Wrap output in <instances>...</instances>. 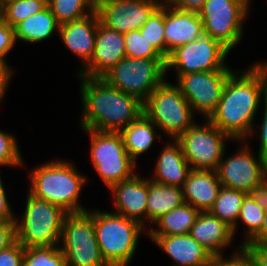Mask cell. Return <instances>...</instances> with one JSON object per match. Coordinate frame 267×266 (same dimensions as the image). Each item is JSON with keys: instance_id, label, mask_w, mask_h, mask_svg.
Returning <instances> with one entry per match:
<instances>
[{"instance_id": "6da1fadb", "label": "cell", "mask_w": 267, "mask_h": 266, "mask_svg": "<svg viewBox=\"0 0 267 266\" xmlns=\"http://www.w3.org/2000/svg\"><path fill=\"white\" fill-rule=\"evenodd\" d=\"M253 63L229 75L219 104L208 118L235 142L249 140L262 100L267 99V62Z\"/></svg>"}, {"instance_id": "7a4b0ae2", "label": "cell", "mask_w": 267, "mask_h": 266, "mask_svg": "<svg viewBox=\"0 0 267 266\" xmlns=\"http://www.w3.org/2000/svg\"><path fill=\"white\" fill-rule=\"evenodd\" d=\"M80 78L82 112L80 127L120 132L143 114V102L108 85L102 78Z\"/></svg>"}, {"instance_id": "3957f363", "label": "cell", "mask_w": 267, "mask_h": 266, "mask_svg": "<svg viewBox=\"0 0 267 266\" xmlns=\"http://www.w3.org/2000/svg\"><path fill=\"white\" fill-rule=\"evenodd\" d=\"M29 177L28 192L34 197L57 205L67 213L88 210L79 202L87 176L80 174L70 160L56 159L35 166Z\"/></svg>"}, {"instance_id": "277c9868", "label": "cell", "mask_w": 267, "mask_h": 266, "mask_svg": "<svg viewBox=\"0 0 267 266\" xmlns=\"http://www.w3.org/2000/svg\"><path fill=\"white\" fill-rule=\"evenodd\" d=\"M95 235L102 258L108 266H128L143 230L139 222L122 215L94 209Z\"/></svg>"}, {"instance_id": "5b68a950", "label": "cell", "mask_w": 267, "mask_h": 266, "mask_svg": "<svg viewBox=\"0 0 267 266\" xmlns=\"http://www.w3.org/2000/svg\"><path fill=\"white\" fill-rule=\"evenodd\" d=\"M24 209L21 218L16 215V240L25 248L59 246L67 212L29 192Z\"/></svg>"}, {"instance_id": "8992f818", "label": "cell", "mask_w": 267, "mask_h": 266, "mask_svg": "<svg viewBox=\"0 0 267 266\" xmlns=\"http://www.w3.org/2000/svg\"><path fill=\"white\" fill-rule=\"evenodd\" d=\"M143 114L170 140H176L196 123L187 99L175 83L166 79L143 102Z\"/></svg>"}, {"instance_id": "52a82bcc", "label": "cell", "mask_w": 267, "mask_h": 266, "mask_svg": "<svg viewBox=\"0 0 267 266\" xmlns=\"http://www.w3.org/2000/svg\"><path fill=\"white\" fill-rule=\"evenodd\" d=\"M81 130L90 137L92 167L108 189L136 174L137 164L127 153L120 132Z\"/></svg>"}, {"instance_id": "ba28073f", "label": "cell", "mask_w": 267, "mask_h": 266, "mask_svg": "<svg viewBox=\"0 0 267 266\" xmlns=\"http://www.w3.org/2000/svg\"><path fill=\"white\" fill-rule=\"evenodd\" d=\"M59 244L66 266H108L96 239L93 209L67 213Z\"/></svg>"}, {"instance_id": "9c48e42d", "label": "cell", "mask_w": 267, "mask_h": 266, "mask_svg": "<svg viewBox=\"0 0 267 266\" xmlns=\"http://www.w3.org/2000/svg\"><path fill=\"white\" fill-rule=\"evenodd\" d=\"M164 58L124 57L102 79L144 102L167 77Z\"/></svg>"}, {"instance_id": "30bf717a", "label": "cell", "mask_w": 267, "mask_h": 266, "mask_svg": "<svg viewBox=\"0 0 267 266\" xmlns=\"http://www.w3.org/2000/svg\"><path fill=\"white\" fill-rule=\"evenodd\" d=\"M250 3V0H206L198 13L204 34L232 51L243 38Z\"/></svg>"}, {"instance_id": "8fae6325", "label": "cell", "mask_w": 267, "mask_h": 266, "mask_svg": "<svg viewBox=\"0 0 267 266\" xmlns=\"http://www.w3.org/2000/svg\"><path fill=\"white\" fill-rule=\"evenodd\" d=\"M234 141L230 136L204 119L202 125L195 123L176 141L192 170H216L226 152V143Z\"/></svg>"}, {"instance_id": "7c38bea8", "label": "cell", "mask_w": 267, "mask_h": 266, "mask_svg": "<svg viewBox=\"0 0 267 266\" xmlns=\"http://www.w3.org/2000/svg\"><path fill=\"white\" fill-rule=\"evenodd\" d=\"M230 52L218 40L203 34L170 52L165 63L166 74L172 68L176 70L175 75L224 70L228 67L225 61Z\"/></svg>"}, {"instance_id": "4fadbf2b", "label": "cell", "mask_w": 267, "mask_h": 266, "mask_svg": "<svg viewBox=\"0 0 267 266\" xmlns=\"http://www.w3.org/2000/svg\"><path fill=\"white\" fill-rule=\"evenodd\" d=\"M234 70L228 66L219 71H201L176 75V85L189 102L193 113L208 119L215 111L229 75Z\"/></svg>"}, {"instance_id": "5bb4252c", "label": "cell", "mask_w": 267, "mask_h": 266, "mask_svg": "<svg viewBox=\"0 0 267 266\" xmlns=\"http://www.w3.org/2000/svg\"><path fill=\"white\" fill-rule=\"evenodd\" d=\"M237 142L241 143L237 153L223 156L216 172L223 187L249 194L267 177V161L259 153L256 157L246 140Z\"/></svg>"}, {"instance_id": "9a60e30c", "label": "cell", "mask_w": 267, "mask_h": 266, "mask_svg": "<svg viewBox=\"0 0 267 266\" xmlns=\"http://www.w3.org/2000/svg\"><path fill=\"white\" fill-rule=\"evenodd\" d=\"M163 0H96L100 22L109 29L127 33L143 27Z\"/></svg>"}, {"instance_id": "2e32d148", "label": "cell", "mask_w": 267, "mask_h": 266, "mask_svg": "<svg viewBox=\"0 0 267 266\" xmlns=\"http://www.w3.org/2000/svg\"><path fill=\"white\" fill-rule=\"evenodd\" d=\"M124 57V34L107 28L99 21L93 56L76 74L88 78H102Z\"/></svg>"}, {"instance_id": "e0dca14e", "label": "cell", "mask_w": 267, "mask_h": 266, "mask_svg": "<svg viewBox=\"0 0 267 266\" xmlns=\"http://www.w3.org/2000/svg\"><path fill=\"white\" fill-rule=\"evenodd\" d=\"M109 191L112 193L116 209L113 213L135 220L148 229L145 223H147L149 177L142 178L135 174L132 178L113 185Z\"/></svg>"}, {"instance_id": "ac0fdd59", "label": "cell", "mask_w": 267, "mask_h": 266, "mask_svg": "<svg viewBox=\"0 0 267 266\" xmlns=\"http://www.w3.org/2000/svg\"><path fill=\"white\" fill-rule=\"evenodd\" d=\"M99 21L98 12L95 10L82 19L69 21L59 26L57 33L65 47L80 59L81 69L93 56Z\"/></svg>"}, {"instance_id": "d6986e66", "label": "cell", "mask_w": 267, "mask_h": 266, "mask_svg": "<svg viewBox=\"0 0 267 266\" xmlns=\"http://www.w3.org/2000/svg\"><path fill=\"white\" fill-rule=\"evenodd\" d=\"M203 34V22L198 13L179 10L165 3L166 59L175 48L193 42Z\"/></svg>"}, {"instance_id": "ffe728a7", "label": "cell", "mask_w": 267, "mask_h": 266, "mask_svg": "<svg viewBox=\"0 0 267 266\" xmlns=\"http://www.w3.org/2000/svg\"><path fill=\"white\" fill-rule=\"evenodd\" d=\"M174 261L173 266H208L212 255L190 234L149 236Z\"/></svg>"}, {"instance_id": "44dd1931", "label": "cell", "mask_w": 267, "mask_h": 266, "mask_svg": "<svg viewBox=\"0 0 267 266\" xmlns=\"http://www.w3.org/2000/svg\"><path fill=\"white\" fill-rule=\"evenodd\" d=\"M189 234L212 256H223L234 241L232 228L209 211L199 212Z\"/></svg>"}, {"instance_id": "7402d4cb", "label": "cell", "mask_w": 267, "mask_h": 266, "mask_svg": "<svg viewBox=\"0 0 267 266\" xmlns=\"http://www.w3.org/2000/svg\"><path fill=\"white\" fill-rule=\"evenodd\" d=\"M221 187L216 170H191L182 187L184 203L199 212H207L213 207Z\"/></svg>"}, {"instance_id": "603a6c76", "label": "cell", "mask_w": 267, "mask_h": 266, "mask_svg": "<svg viewBox=\"0 0 267 266\" xmlns=\"http://www.w3.org/2000/svg\"><path fill=\"white\" fill-rule=\"evenodd\" d=\"M156 159L154 175L149 177L155 183L182 188L189 176L191 166L187 162L180 144L173 140L167 143Z\"/></svg>"}, {"instance_id": "cb8c5ba5", "label": "cell", "mask_w": 267, "mask_h": 266, "mask_svg": "<svg viewBox=\"0 0 267 266\" xmlns=\"http://www.w3.org/2000/svg\"><path fill=\"white\" fill-rule=\"evenodd\" d=\"M156 129L159 131V128L142 114L120 131L125 149L135 162L138 156L151 149L156 139H161L162 136L156 134Z\"/></svg>"}, {"instance_id": "d4e9b609", "label": "cell", "mask_w": 267, "mask_h": 266, "mask_svg": "<svg viewBox=\"0 0 267 266\" xmlns=\"http://www.w3.org/2000/svg\"><path fill=\"white\" fill-rule=\"evenodd\" d=\"M60 24L48 5L36 14L19 23L15 29L16 42L40 43L59 31Z\"/></svg>"}, {"instance_id": "484cf974", "label": "cell", "mask_w": 267, "mask_h": 266, "mask_svg": "<svg viewBox=\"0 0 267 266\" xmlns=\"http://www.w3.org/2000/svg\"><path fill=\"white\" fill-rule=\"evenodd\" d=\"M184 203L182 188L155 183L149 179L147 226Z\"/></svg>"}, {"instance_id": "4316f807", "label": "cell", "mask_w": 267, "mask_h": 266, "mask_svg": "<svg viewBox=\"0 0 267 266\" xmlns=\"http://www.w3.org/2000/svg\"><path fill=\"white\" fill-rule=\"evenodd\" d=\"M198 214L199 211L192 205L183 203L157 219L153 225H157L158 228L148 227L145 234H148V236L188 234Z\"/></svg>"}, {"instance_id": "83f0119b", "label": "cell", "mask_w": 267, "mask_h": 266, "mask_svg": "<svg viewBox=\"0 0 267 266\" xmlns=\"http://www.w3.org/2000/svg\"><path fill=\"white\" fill-rule=\"evenodd\" d=\"M246 195V192L222 186L213 207L209 210L212 215L232 228L234 237L237 234V219Z\"/></svg>"}, {"instance_id": "f1b7e54d", "label": "cell", "mask_w": 267, "mask_h": 266, "mask_svg": "<svg viewBox=\"0 0 267 266\" xmlns=\"http://www.w3.org/2000/svg\"><path fill=\"white\" fill-rule=\"evenodd\" d=\"M47 5L61 25L93 13L96 9V0H50Z\"/></svg>"}, {"instance_id": "f546056e", "label": "cell", "mask_w": 267, "mask_h": 266, "mask_svg": "<svg viewBox=\"0 0 267 266\" xmlns=\"http://www.w3.org/2000/svg\"><path fill=\"white\" fill-rule=\"evenodd\" d=\"M2 19L15 28L28 17L43 10L47 3L43 0H1Z\"/></svg>"}, {"instance_id": "4dcf8cb0", "label": "cell", "mask_w": 267, "mask_h": 266, "mask_svg": "<svg viewBox=\"0 0 267 266\" xmlns=\"http://www.w3.org/2000/svg\"><path fill=\"white\" fill-rule=\"evenodd\" d=\"M165 3L163 2L140 28V34L153 46V48L166 60Z\"/></svg>"}, {"instance_id": "1f68e13d", "label": "cell", "mask_w": 267, "mask_h": 266, "mask_svg": "<svg viewBox=\"0 0 267 266\" xmlns=\"http://www.w3.org/2000/svg\"><path fill=\"white\" fill-rule=\"evenodd\" d=\"M265 210L260 207L250 194L242 202V207L237 221L245 224L244 238L241 247L246 245L261 229L264 222Z\"/></svg>"}, {"instance_id": "d6a6232c", "label": "cell", "mask_w": 267, "mask_h": 266, "mask_svg": "<svg viewBox=\"0 0 267 266\" xmlns=\"http://www.w3.org/2000/svg\"><path fill=\"white\" fill-rule=\"evenodd\" d=\"M22 266H66L59 246L25 248Z\"/></svg>"}, {"instance_id": "836d02e7", "label": "cell", "mask_w": 267, "mask_h": 266, "mask_svg": "<svg viewBox=\"0 0 267 266\" xmlns=\"http://www.w3.org/2000/svg\"><path fill=\"white\" fill-rule=\"evenodd\" d=\"M126 57L163 58L153 46L140 34V29L124 34Z\"/></svg>"}, {"instance_id": "e575fe53", "label": "cell", "mask_w": 267, "mask_h": 266, "mask_svg": "<svg viewBox=\"0 0 267 266\" xmlns=\"http://www.w3.org/2000/svg\"><path fill=\"white\" fill-rule=\"evenodd\" d=\"M16 137L11 133L0 130V166L21 167L24 160Z\"/></svg>"}, {"instance_id": "d590c367", "label": "cell", "mask_w": 267, "mask_h": 266, "mask_svg": "<svg viewBox=\"0 0 267 266\" xmlns=\"http://www.w3.org/2000/svg\"><path fill=\"white\" fill-rule=\"evenodd\" d=\"M208 266H257L250 254L241 246L230 257L212 256Z\"/></svg>"}, {"instance_id": "8d00e7d4", "label": "cell", "mask_w": 267, "mask_h": 266, "mask_svg": "<svg viewBox=\"0 0 267 266\" xmlns=\"http://www.w3.org/2000/svg\"><path fill=\"white\" fill-rule=\"evenodd\" d=\"M25 247L17 240L0 251V266H22Z\"/></svg>"}, {"instance_id": "74e56055", "label": "cell", "mask_w": 267, "mask_h": 266, "mask_svg": "<svg viewBox=\"0 0 267 266\" xmlns=\"http://www.w3.org/2000/svg\"><path fill=\"white\" fill-rule=\"evenodd\" d=\"M16 42L15 29L3 19L0 21V58L6 59Z\"/></svg>"}, {"instance_id": "f35d334b", "label": "cell", "mask_w": 267, "mask_h": 266, "mask_svg": "<svg viewBox=\"0 0 267 266\" xmlns=\"http://www.w3.org/2000/svg\"><path fill=\"white\" fill-rule=\"evenodd\" d=\"M264 106L262 110H264L262 112V121L260 122V130L258 133H256V131L252 130L251 135L249 136V138L253 137L254 132L255 134H258L260 136L259 137V142L260 144L259 149H258V153L262 156L263 159H265L267 161V99L264 100Z\"/></svg>"}, {"instance_id": "ab89813d", "label": "cell", "mask_w": 267, "mask_h": 266, "mask_svg": "<svg viewBox=\"0 0 267 266\" xmlns=\"http://www.w3.org/2000/svg\"><path fill=\"white\" fill-rule=\"evenodd\" d=\"M16 241L15 221L0 222V251Z\"/></svg>"}, {"instance_id": "60d3db41", "label": "cell", "mask_w": 267, "mask_h": 266, "mask_svg": "<svg viewBox=\"0 0 267 266\" xmlns=\"http://www.w3.org/2000/svg\"><path fill=\"white\" fill-rule=\"evenodd\" d=\"M3 184L0 176V222H12L15 221L16 215L12 212Z\"/></svg>"}, {"instance_id": "b9f144b4", "label": "cell", "mask_w": 267, "mask_h": 266, "mask_svg": "<svg viewBox=\"0 0 267 266\" xmlns=\"http://www.w3.org/2000/svg\"><path fill=\"white\" fill-rule=\"evenodd\" d=\"M6 59L0 58V102L3 101L8 89V84L12 79L14 70L11 68ZM13 70V71H12Z\"/></svg>"}, {"instance_id": "7bdbcfd3", "label": "cell", "mask_w": 267, "mask_h": 266, "mask_svg": "<svg viewBox=\"0 0 267 266\" xmlns=\"http://www.w3.org/2000/svg\"><path fill=\"white\" fill-rule=\"evenodd\" d=\"M206 0H163L168 6L174 7L179 10L196 12L202 9Z\"/></svg>"}, {"instance_id": "ee69618b", "label": "cell", "mask_w": 267, "mask_h": 266, "mask_svg": "<svg viewBox=\"0 0 267 266\" xmlns=\"http://www.w3.org/2000/svg\"><path fill=\"white\" fill-rule=\"evenodd\" d=\"M243 248L250 254L257 266H267V245L246 244Z\"/></svg>"}, {"instance_id": "f6af8a7d", "label": "cell", "mask_w": 267, "mask_h": 266, "mask_svg": "<svg viewBox=\"0 0 267 266\" xmlns=\"http://www.w3.org/2000/svg\"><path fill=\"white\" fill-rule=\"evenodd\" d=\"M254 201L267 210V177L249 193Z\"/></svg>"}, {"instance_id": "bcb514c9", "label": "cell", "mask_w": 267, "mask_h": 266, "mask_svg": "<svg viewBox=\"0 0 267 266\" xmlns=\"http://www.w3.org/2000/svg\"><path fill=\"white\" fill-rule=\"evenodd\" d=\"M247 244L267 245V210L260 231Z\"/></svg>"}, {"instance_id": "7dc6e473", "label": "cell", "mask_w": 267, "mask_h": 266, "mask_svg": "<svg viewBox=\"0 0 267 266\" xmlns=\"http://www.w3.org/2000/svg\"><path fill=\"white\" fill-rule=\"evenodd\" d=\"M2 20V6H1V0H0V21Z\"/></svg>"}, {"instance_id": "c3c4849f", "label": "cell", "mask_w": 267, "mask_h": 266, "mask_svg": "<svg viewBox=\"0 0 267 266\" xmlns=\"http://www.w3.org/2000/svg\"><path fill=\"white\" fill-rule=\"evenodd\" d=\"M43 1H44L45 3H47V4L50 2V0H43Z\"/></svg>"}]
</instances>
